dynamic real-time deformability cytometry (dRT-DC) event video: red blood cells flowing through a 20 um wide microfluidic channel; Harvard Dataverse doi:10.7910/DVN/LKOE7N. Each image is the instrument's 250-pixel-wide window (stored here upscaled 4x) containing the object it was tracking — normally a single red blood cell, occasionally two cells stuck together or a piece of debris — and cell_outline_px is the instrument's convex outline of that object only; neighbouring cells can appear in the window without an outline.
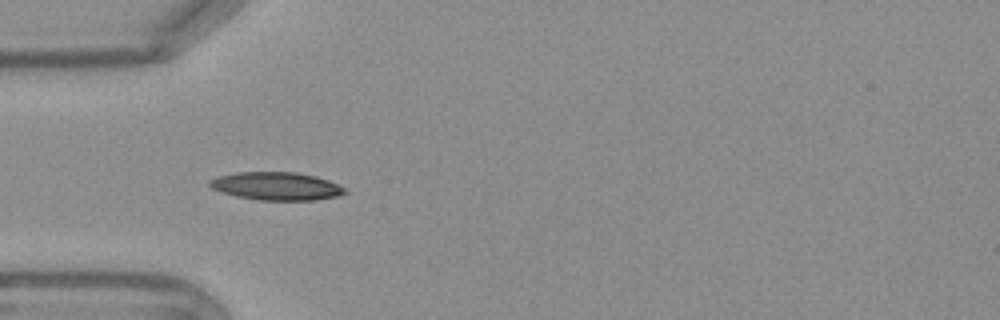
{"species": "Egyptian fruit bat (a non-hibernating species)", "species_latin": "Rousettus aegyptiacus", "temperature_condition": "warm", "stored_images_in_passage": 11, "camera_frame_rate_fps": 3000, "um_per_image_px": 0.085, "frame": {"image": 1, "passage_image": 4, "time_ms": 1.0, "image_size_px": [1000, 320], "cell_outline_px": [[348, 192], [340, 196], [316, 200], [256, 200], [236, 196], [220, 192], [212, 188], [208, 184], [208, 180], [220, 176], [236, 172], [296, 172], [316, 176], [328, 180], [348, 188]], "centroid_in_image_um": [23.53, 15.83], "position_along_channel_um": 61.5, "area_um2": 22.37}}